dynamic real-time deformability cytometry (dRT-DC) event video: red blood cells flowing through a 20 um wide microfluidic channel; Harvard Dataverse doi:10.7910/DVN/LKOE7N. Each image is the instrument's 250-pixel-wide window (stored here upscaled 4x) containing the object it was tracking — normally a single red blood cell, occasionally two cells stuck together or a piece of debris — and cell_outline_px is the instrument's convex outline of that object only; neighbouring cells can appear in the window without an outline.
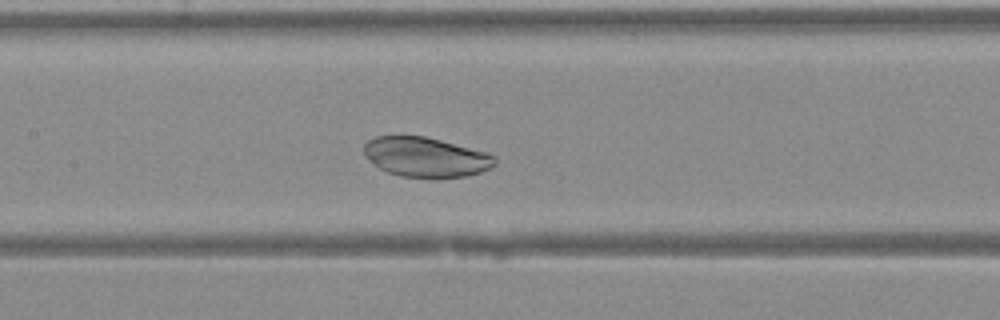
{"species": "Egyptian fruit bat (a non-hibernating species)", "species_latin": "Rousettus aegyptiacus", "temperature_condition": "warm", "stored_images_in_passage": 26, "camera_frame_rate_fps": 3000, "um_per_image_px": 0.085, "animal": {"sex": "female"}, "frame": {"image": 1, "passage_image": 12, "time_ms": 3.667, "image_size_px": [1000, 320], "cell_outline_px": [[496, 164], [480, 172], [468, 176], [436, 180], [400, 176], [388, 172], [380, 168], [364, 156], [364, 144], [368, 140], [376, 136], [424, 136], [488, 152], [496, 156]], "centroid_in_image_um": [36.21, 13.38], "position_along_channel_um": 171.2, "area_um2": 30.87}}
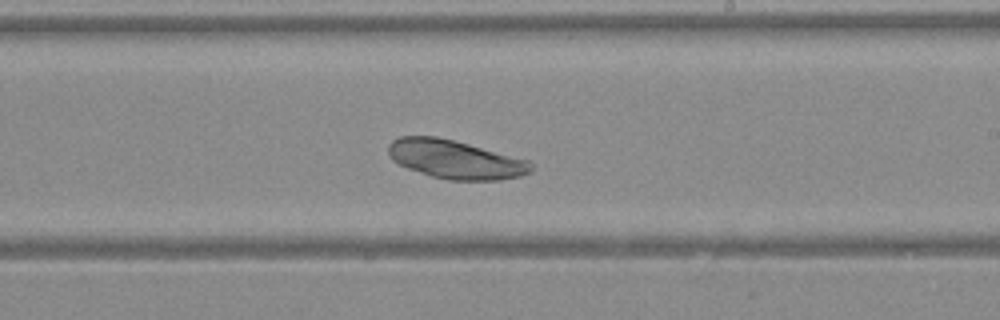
{"frame": {"image": 2, "passage_image": 17, "time_ms": 5.333, "image_size_px": [1000, 320], "cell_outline_px": [[532, 172], [520, 176], [500, 180], [448, 180], [432, 176], [408, 168], [392, 160], [388, 156], [388, 144], [392, 140], [400, 136], [436, 136], [468, 144], [528, 160], [532, 164]], "centroid_in_image_um": [38.68, 13.55], "position_along_channel_um": 250.3, "area_um2": 31.96}}
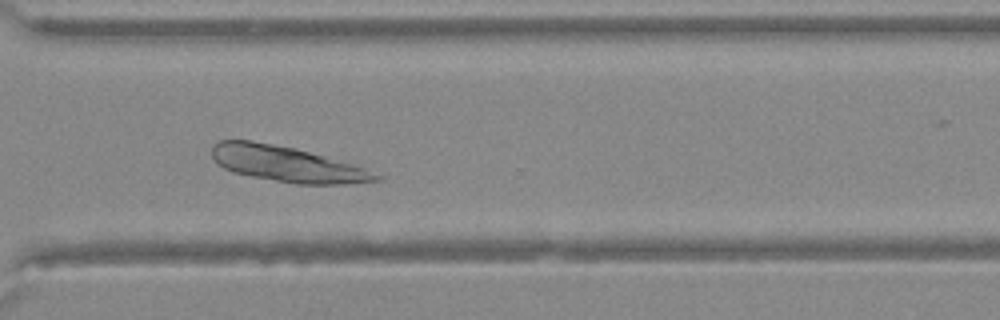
{"frame": {"image": 3, "passage_image": 23, "time_ms": 7.333, "image_size_px": [1000, 320], "cell_outline_px": [[384, 176], [380, 180], [352, 184], [296, 184], [252, 176], [232, 172], [216, 164], [212, 156], [212, 144], [220, 140], [252, 140], [296, 148], [324, 156]], "centroid_in_image_um": [24.32, 13.94], "position_along_channel_um": 346.3, "area_um2": 33.76}}